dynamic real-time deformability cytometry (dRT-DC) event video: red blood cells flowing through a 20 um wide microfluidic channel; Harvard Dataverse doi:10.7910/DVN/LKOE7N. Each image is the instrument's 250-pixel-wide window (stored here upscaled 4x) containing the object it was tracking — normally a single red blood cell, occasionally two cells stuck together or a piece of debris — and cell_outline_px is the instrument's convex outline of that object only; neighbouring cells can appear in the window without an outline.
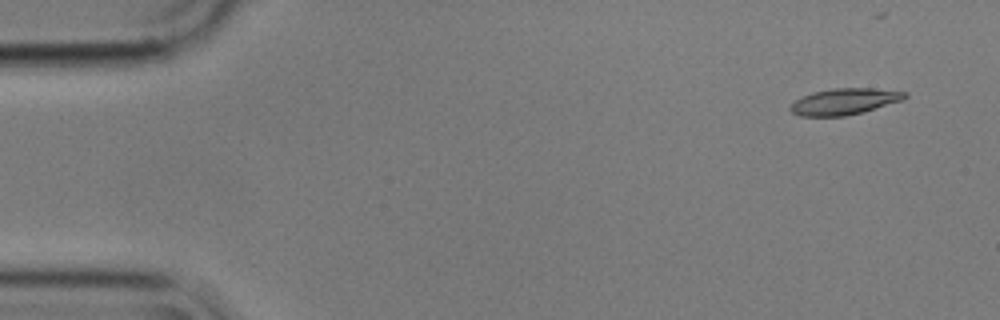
{"species": "common noctule bat (a hibernating species)", "species_latin": "Nyctalus noctula", "temperature_condition": "cold", "stored_images_in_passage": 7, "camera_frame_rate_fps": 3000, "um_per_image_px": 0.085, "animal": {"sex": "male", "body_mass_g": 17.9}, "frame": {"image": 1, "passage_image": 1, "time_ms": 0.0, "image_size_px": [1000, 320], "cell_outline_px": [[908, 96], [900, 100], [860, 112], [844, 116], [800, 116], [792, 112], [788, 108], [796, 100], [812, 92], [832, 88], [872, 88], [908, 92]], "centroid_in_image_um": [71.73, 8.61], "position_along_channel_um": 13.3, "area_um2": 17.17}}
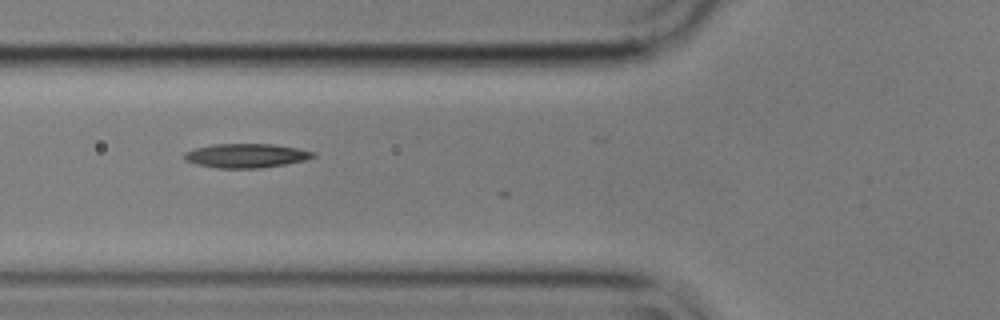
{"frame": {"image": 2, "passage_image": 6, "time_ms": 1.667, "image_size_px": [1000, 320], "cell_outline_px": [[316, 156], [304, 160], [284, 164], [260, 168], [216, 168], [196, 164], [184, 160], [184, 152], [196, 148], [212, 144], [272, 144], [296, 148], [316, 152]], "centroid_in_image_um": [20.9, 13.23], "position_along_channel_um": 104.9, "area_um2": 18.03}}
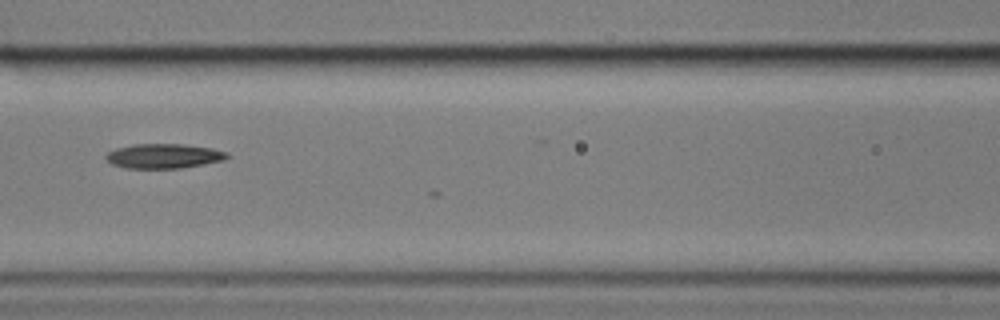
{"frame": {"image": 3, "passage_image": 7, "time_ms": 2.0, "image_size_px": [1000, 320], "cell_outline_px": [[228, 156], [224, 160], [204, 164], [180, 168], [124, 168], [112, 164], [104, 156], [108, 152], [116, 148], [132, 144], [184, 144], [212, 148], [228, 152]], "centroid_in_image_um": [13.91, 13.26], "position_along_channel_um": 152.7, "area_um2": 17.4}}